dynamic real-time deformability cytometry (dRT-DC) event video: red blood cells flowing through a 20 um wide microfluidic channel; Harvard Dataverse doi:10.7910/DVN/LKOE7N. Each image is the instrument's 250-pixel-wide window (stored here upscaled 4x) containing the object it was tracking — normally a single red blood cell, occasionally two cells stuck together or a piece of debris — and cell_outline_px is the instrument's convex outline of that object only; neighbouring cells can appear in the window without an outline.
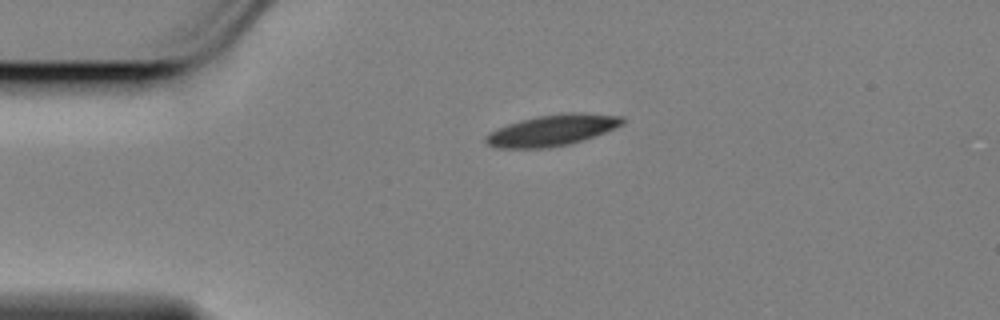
{"species": "Egyptian fruit bat (a non-hibernating species)", "species_latin": "Rousettus aegyptiacus", "temperature_condition": "cold", "stored_images_in_passage": 41, "camera_frame_rate_fps": 3000, "um_per_image_px": 0.085, "animal": {"sex": "female"}, "frame": {"image": 1, "passage_image": 1, "time_ms": 0.0, "image_size_px": [1000, 320], "cell_outline_px": [[624, 124], [604, 132], [568, 144], [540, 148], [500, 148], [488, 144], [484, 140], [484, 136], [488, 132], [496, 128], [520, 120], [536, 116], [560, 112], [580, 112], [624, 116]], "centroid_in_image_um": [46.9, 11.04], "position_along_channel_um": 38.1, "area_um2": 24.74}}
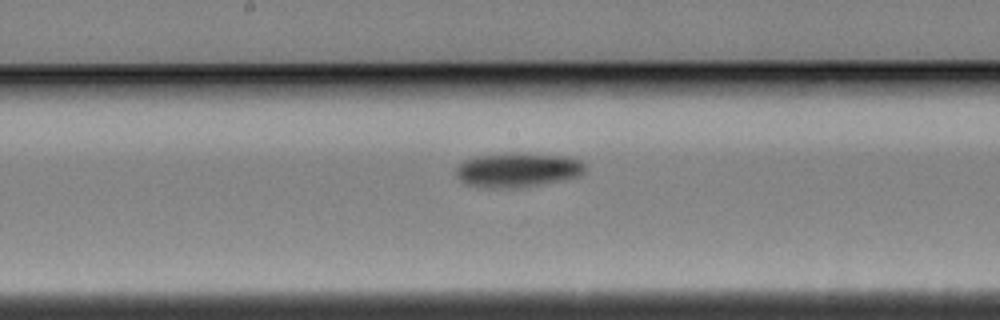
{"frame": {"image": 2, "passage_image": 18, "time_ms": 5.667, "image_size_px": [1000, 320], "cell_outline_px": [[584, 172], [580, 176], [564, 180], [524, 188], [476, 188], [464, 184], [456, 176], [456, 168], [464, 160], [476, 156], [508, 152], [520, 152], [576, 156], [584, 164]], "centroid_in_image_um": [44.01, 14.44], "position_along_channel_um": 204.2, "area_um2": 26.99}}
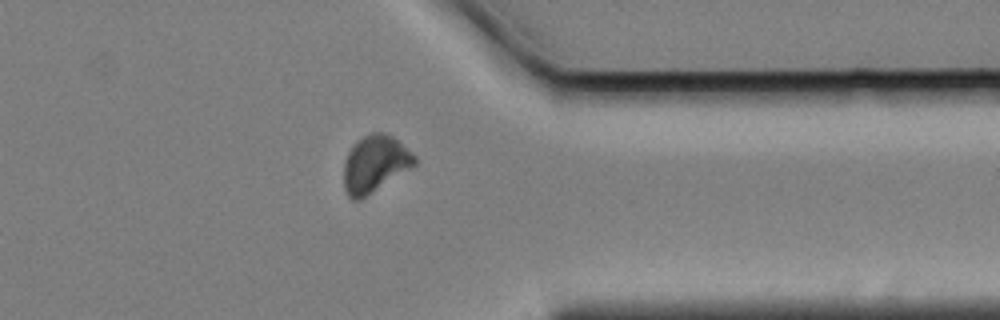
{"frame": {"image": 3, "passage_image": 34, "time_ms": 11.0, "image_size_px": [1000, 320], "cell_outline_px": [[416, 164], [360, 200], [352, 200], [348, 196], [344, 188], [344, 160], [352, 144], [356, 140], [372, 132], [380, 132], [392, 136], [412, 152], [416, 156]], "centroid_in_image_um": [31.83, 13.92], "position_along_channel_um": 379.6, "area_um2": 23.35}}